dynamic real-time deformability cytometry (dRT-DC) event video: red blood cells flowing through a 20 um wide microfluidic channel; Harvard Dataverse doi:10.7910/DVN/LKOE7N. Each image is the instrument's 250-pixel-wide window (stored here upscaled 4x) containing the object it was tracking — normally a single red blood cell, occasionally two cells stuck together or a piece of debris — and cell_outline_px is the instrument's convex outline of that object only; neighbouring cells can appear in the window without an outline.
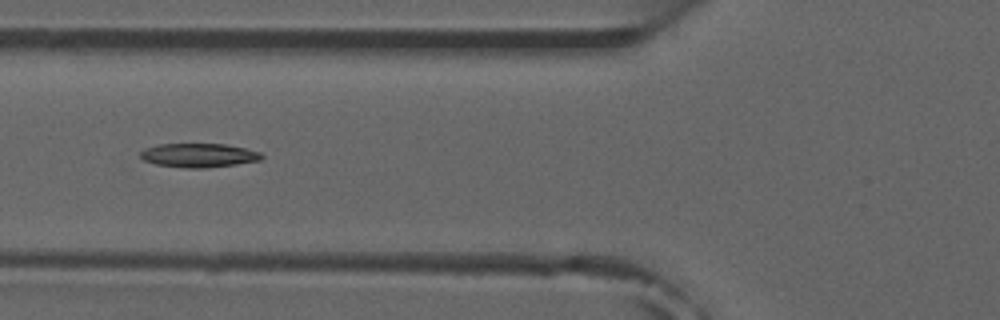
{"species": "common noctule bat (a hibernating species)", "species_latin": "Nyctalus noctula", "temperature_condition": "room temperature", "stored_images_in_passage": 6, "camera_frame_rate_fps": 3000, "um_per_image_px": 0.085, "animal": {"sex": "male", "forearm_length_mm": 52.5}, "frame": {"image": 1, "passage_image": 3, "time_ms": 2.333, "image_size_px": [1000, 320], "cell_outline_px": [[264, 156], [260, 160], [236, 164], [204, 168], [184, 168], [156, 164], [144, 160], [140, 156], [140, 152], [144, 148], [160, 144], [224, 144], [244, 148], [260, 152]], "centroid_in_image_um": [16.88, 13.2], "position_along_channel_um": 108.9, "area_um2": 16.82}}
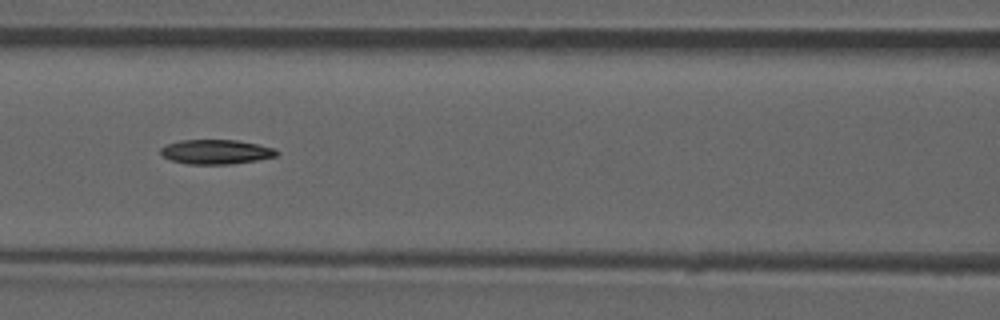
{"frame": {"image": 2, "passage_image": 4, "time_ms": 3.333, "image_size_px": [1000, 320], "cell_outline_px": [[280, 152], [276, 156], [256, 160], [232, 164], [188, 164], [172, 160], [164, 156], [160, 152], [160, 148], [168, 144], [180, 140], [236, 140], [276, 148]], "centroid_in_image_um": [18.39, 12.9], "position_along_channel_um": 148.2, "area_um2": 16.47}}